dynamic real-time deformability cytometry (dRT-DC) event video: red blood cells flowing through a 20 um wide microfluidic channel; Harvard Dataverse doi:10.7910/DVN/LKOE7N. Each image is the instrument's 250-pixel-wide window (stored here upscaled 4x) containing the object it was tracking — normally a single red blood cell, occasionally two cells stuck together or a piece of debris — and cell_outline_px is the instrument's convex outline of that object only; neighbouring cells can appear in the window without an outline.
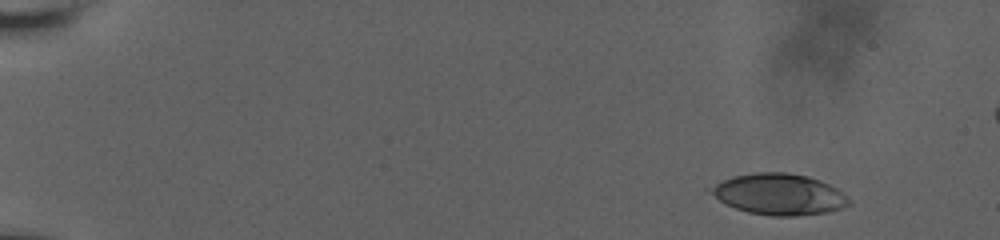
{"species": "human", "species_latin": "Homo sapiens", "temperature_condition": "room temperature", "stored_images_in_passage": 9, "camera_frame_rate_fps": 3000, "um_per_image_px": 0.085, "donor": {"sex": "male"}, "frame": {"image": 1, "passage_image": 2, "time_ms": 0.333, "image_size_px": [1000, 240], "cell_outline_px": [[852, 204], [828, 212], [796, 216], [776, 216], [748, 212], [736, 208], [720, 200], [704, 188], [732, 176], [756, 172], [788, 172], [808, 176], [820, 180], [836, 188]], "centroid_in_image_um": [66.18, 16.5], "position_along_channel_um": 18.8, "area_um2": 33.0}}
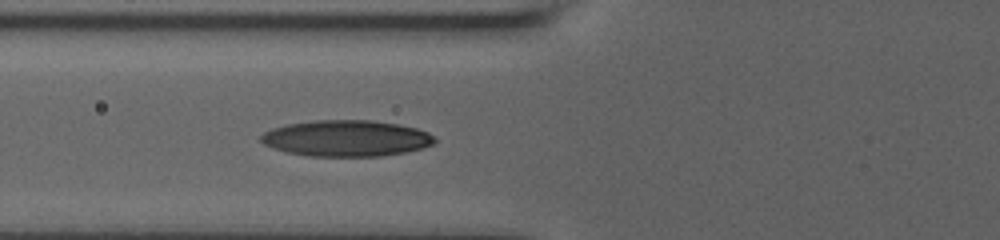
{"frame": {"image": 2, "passage_image": 9, "time_ms": 2.667, "image_size_px": [1000, 240], "cell_outline_px": [[436, 144], [424, 148], [404, 152], [380, 156], [308, 156], [288, 152], [272, 148], [264, 144], [260, 140], [260, 136], [264, 132], [272, 128], [288, 124], [312, 120], [372, 120], [396, 124], [416, 128], [428, 132], [436, 136]], "centroid_in_image_um": [29.46, 11.75], "position_along_channel_um": 96.3, "area_um2": 36.82}}